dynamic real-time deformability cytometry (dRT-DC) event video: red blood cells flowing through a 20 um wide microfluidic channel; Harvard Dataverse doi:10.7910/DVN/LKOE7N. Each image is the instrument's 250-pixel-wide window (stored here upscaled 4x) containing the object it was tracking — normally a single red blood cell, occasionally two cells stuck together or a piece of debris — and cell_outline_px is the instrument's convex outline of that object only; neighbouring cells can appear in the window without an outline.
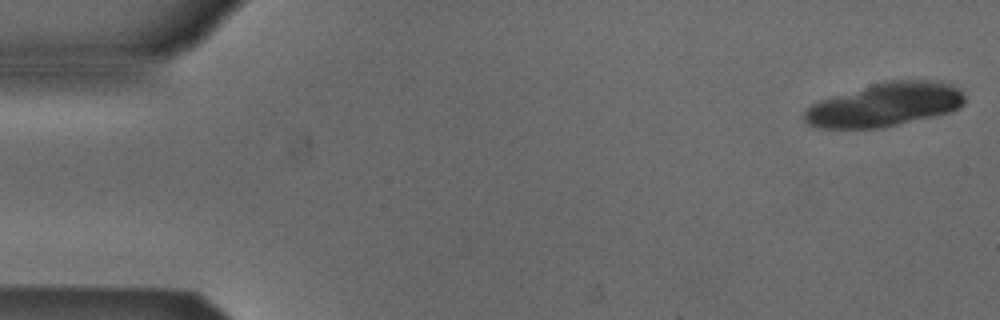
{"species": "Egyptian fruit bat (a non-hibernating species)", "species_latin": "Rousettus aegyptiacus", "temperature_condition": "cold", "stored_images_in_passage": 18, "camera_frame_rate_fps": 3000, "um_per_image_px": 0.085, "animal": {"sex": "male"}, "frame": {"image": 1, "passage_image": 1, "time_ms": 0.0, "image_size_px": [1000, 320], "cell_outline_px": [[964, 104], [960, 108], [948, 112], [932, 116], [896, 124], [876, 128], [820, 128], [808, 124], [804, 120], [804, 108], [816, 100], [872, 84], [892, 80], [932, 80], [952, 84], [964, 96]], "centroid_in_image_um": [75.15, 8.89], "position_along_channel_um": 9.9, "area_um2": 40.58}}